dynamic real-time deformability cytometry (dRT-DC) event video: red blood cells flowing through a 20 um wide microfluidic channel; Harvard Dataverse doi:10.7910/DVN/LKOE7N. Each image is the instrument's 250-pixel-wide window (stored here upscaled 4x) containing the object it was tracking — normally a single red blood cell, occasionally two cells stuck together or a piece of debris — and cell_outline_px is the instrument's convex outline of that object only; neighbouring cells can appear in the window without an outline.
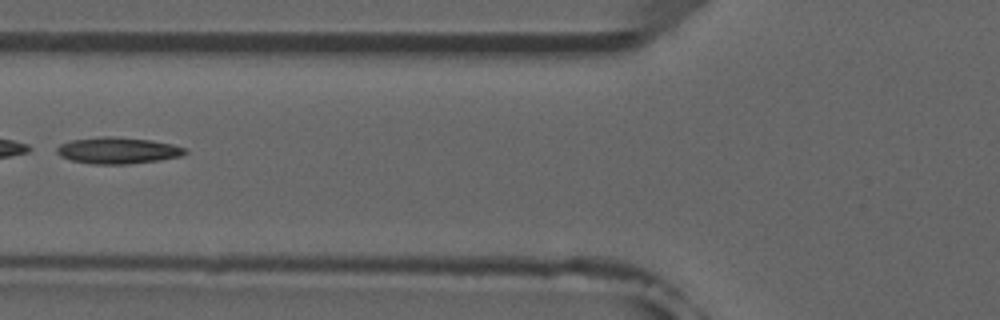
{"species": "common noctule bat (a hibernating species)", "species_latin": "Nyctalus noctula", "temperature_condition": "room temperature", "stored_images_in_passage": 7, "camera_frame_rate_fps": 3000, "um_per_image_px": 0.085, "animal": {"sex": "male", "forearm_length_mm": 52.5}, "frame": {"image": 1, "passage_image": 7, "time_ms": 7.0, "image_size_px": [1000, 320], "cell_outline_px": [[188, 152], [180, 156], [160, 160], [128, 164], [92, 164], [72, 160], [60, 156], [56, 152], [56, 148], [60, 144], [72, 140], [100, 136], [108, 136], [152, 140], [172, 144], [188, 148]], "centroid_in_image_um": [10.03, 12.79], "position_along_channel_um": 115.8, "area_um2": 19.83}}